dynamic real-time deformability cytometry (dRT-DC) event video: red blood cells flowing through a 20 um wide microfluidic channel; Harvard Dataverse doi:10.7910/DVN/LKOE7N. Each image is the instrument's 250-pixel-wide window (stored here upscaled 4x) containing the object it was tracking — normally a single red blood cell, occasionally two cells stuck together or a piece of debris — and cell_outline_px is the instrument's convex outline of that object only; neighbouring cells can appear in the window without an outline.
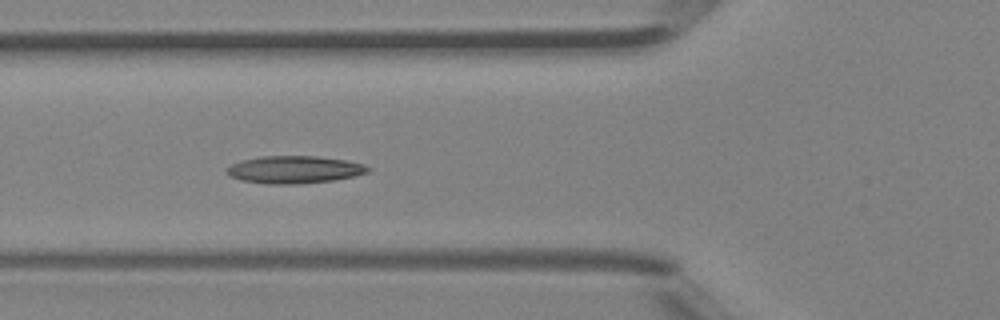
{"species": "Egyptian fruit bat (a non-hibernating species)", "species_latin": "Rousettus aegyptiacus", "temperature_condition": "room temperature", "stored_images_in_passage": 6, "camera_frame_rate_fps": 3000, "um_per_image_px": 0.085, "animal": {"sex": "female"}, "frame": {"image": 1, "passage_image": 6, "time_ms": 1.667, "image_size_px": [1000, 320], "cell_outline_px": [[372, 168], [368, 172], [356, 176], [332, 180], [300, 184], [268, 184], [240, 180], [228, 176], [224, 172], [224, 168], [240, 160], [260, 156], [316, 156], [344, 160], [364, 164]], "centroid_in_image_um": [24.96, 14.42], "position_along_channel_um": 100.8, "area_um2": 22.89}}